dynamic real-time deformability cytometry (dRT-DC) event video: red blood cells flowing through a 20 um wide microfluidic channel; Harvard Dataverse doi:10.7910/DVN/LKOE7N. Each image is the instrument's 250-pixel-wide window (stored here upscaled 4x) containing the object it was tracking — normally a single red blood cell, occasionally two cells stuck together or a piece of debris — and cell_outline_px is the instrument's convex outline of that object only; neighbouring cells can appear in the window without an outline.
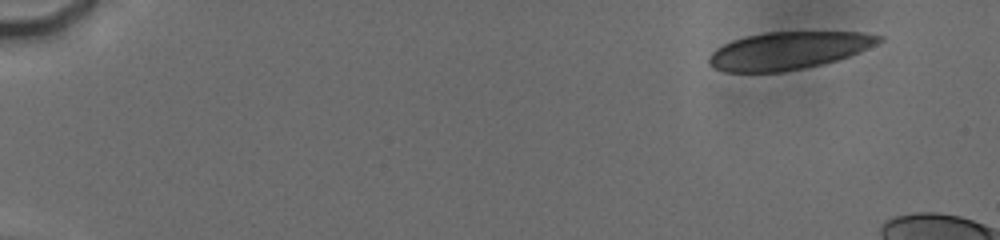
{"species": "human", "species_latin": "Homo sapiens", "temperature_condition": "cold", "stored_images_in_passage": 16, "camera_frame_rate_fps": 3000, "um_per_image_px": 0.085, "donor": {"sex": "male"}, "frame": {"image": 1, "passage_image": 3, "time_ms": 1.333, "image_size_px": [1000, 240], "cell_outline_px": [[884, 40], [876, 44], [848, 56], [836, 60], [820, 64], [780, 72], [724, 72], [708, 64], [708, 56], [716, 48], [732, 40], [764, 32], [860, 32], [884, 36]], "centroid_in_image_um": [66.98, 4.29], "position_along_channel_um": 18.0, "area_um2": 36.88}}